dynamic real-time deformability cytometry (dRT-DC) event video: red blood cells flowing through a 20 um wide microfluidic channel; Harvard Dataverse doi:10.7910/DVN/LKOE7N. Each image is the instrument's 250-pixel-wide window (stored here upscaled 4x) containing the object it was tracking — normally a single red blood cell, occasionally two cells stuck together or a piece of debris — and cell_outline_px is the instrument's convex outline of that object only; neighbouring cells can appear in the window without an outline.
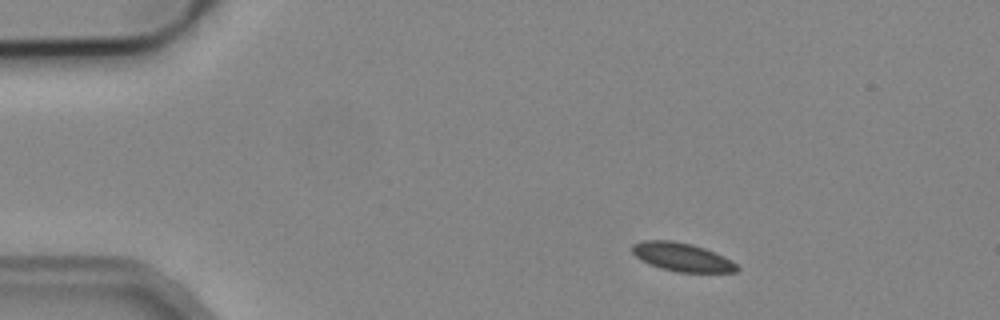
{"species": "common noctule bat (a hibernating species)", "species_latin": "Nyctalus noctula", "temperature_condition": "cold", "stored_images_in_passage": 3, "camera_frame_rate_fps": 3000, "um_per_image_px": 0.085, "animal": {"sex": "male", "body_mass_g": 19.2, "forearm_length_mm": 51.8}, "frame": {"image": 1, "passage_image": 1, "time_ms": 0.0, "image_size_px": [1000, 320], "cell_outline_px": [[740, 268], [736, 272], [676, 272], [660, 268], [648, 264], [640, 260], [632, 252], [632, 244], [644, 240], [672, 240], [692, 244], [704, 248], [724, 256], [732, 260]], "centroid_in_image_um": [57.96, 21.85], "position_along_channel_um": 27.0, "area_um2": 17.51}}